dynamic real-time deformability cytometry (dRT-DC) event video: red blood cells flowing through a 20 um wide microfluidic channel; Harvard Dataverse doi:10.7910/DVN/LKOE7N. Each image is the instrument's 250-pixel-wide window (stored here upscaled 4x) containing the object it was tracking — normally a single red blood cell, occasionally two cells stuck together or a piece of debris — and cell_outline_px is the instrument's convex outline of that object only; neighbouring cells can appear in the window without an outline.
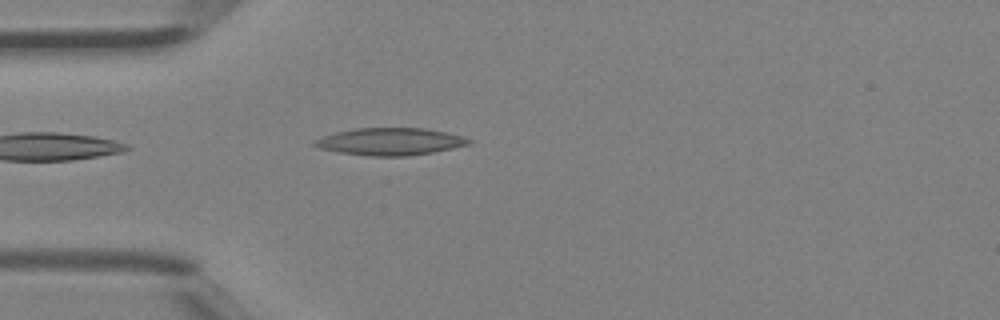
{"species": "Egyptian fruit bat (a non-hibernating species)", "species_latin": "Rousettus aegyptiacus", "temperature_condition": "room temperature", "stored_images_in_passage": 1, "camera_frame_rate_fps": 3000, "um_per_image_px": 0.085, "animal": {"sex": "female"}, "frame": {"image": 1, "passage_image": 1, "time_ms": 0.0, "image_size_px": [1000, 320], "cell_outline_px": [[472, 144], [432, 152], [408, 156], [368, 156], [340, 152], [320, 148], [312, 144], [312, 140], [336, 132], [356, 128], [424, 128], [464, 136], [472, 140]], "centroid_in_image_um": [33.17, 12.03], "position_along_channel_um": 51.8, "area_um2": 24.45}}